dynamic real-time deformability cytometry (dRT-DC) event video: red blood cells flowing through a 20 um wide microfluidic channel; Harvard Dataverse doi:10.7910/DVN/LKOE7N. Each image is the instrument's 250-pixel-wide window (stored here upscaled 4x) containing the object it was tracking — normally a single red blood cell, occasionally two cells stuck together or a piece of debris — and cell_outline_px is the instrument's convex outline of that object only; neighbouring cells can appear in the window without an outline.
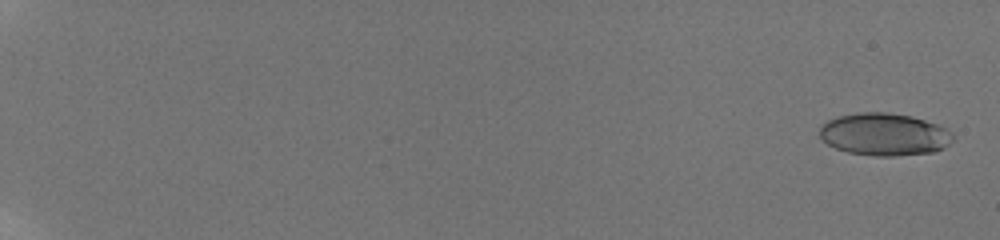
{"species": "human", "species_latin": "Homo sapiens", "temperature_condition": "room temperature", "stored_images_in_passage": 77, "camera_frame_rate_fps": 3000, "um_per_image_px": 0.085, "donor": {"sex": "male"}, "frame": {"image": 1, "passage_image": 2, "time_ms": 0.333, "image_size_px": [1000, 240], "cell_outline_px": [[956, 136], [944, 148], [936, 152], [896, 156], [876, 156], [848, 152], [836, 148], [828, 144], [820, 136], [820, 124], [836, 116], [860, 112], [888, 112], [912, 116], [936, 124], [952, 132]], "centroid_in_image_um": [75.18, 11.42], "position_along_channel_um": 9.8, "area_um2": 33.18}}
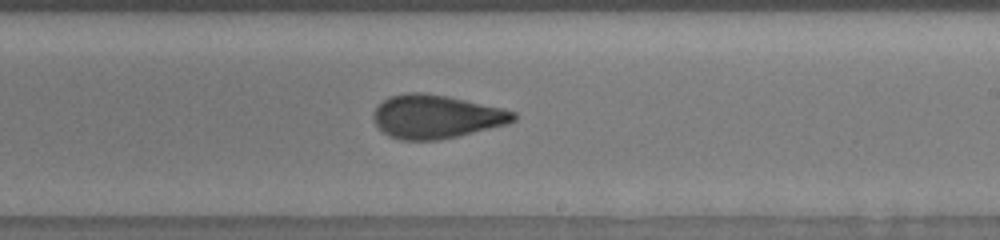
{"frame": {"image": 2, "passage_image": 50, "time_ms": 13.0, "image_size_px": [1000, 240], "cell_outline_px": [[516, 120], [508, 124], [456, 136], [436, 140], [400, 140], [388, 136], [372, 120], [372, 112], [388, 96], [408, 92], [424, 92], [448, 96], [504, 108], [516, 112]], "centroid_in_image_um": [37.07, 9.9], "position_along_channel_um": 251.9, "area_um2": 35.66}}
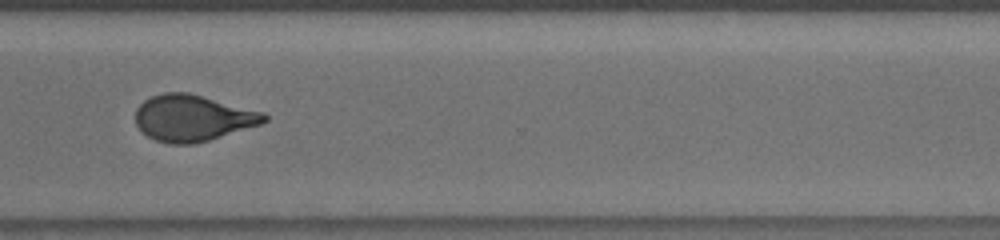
{"frame": {"image": 3, "passage_image": 61, "time_ms": 15.667, "image_size_px": [1000, 240], "cell_outline_px": [[268, 120], [260, 124], [208, 140], [192, 144], [172, 144], [156, 140], [148, 136], [136, 124], [136, 108], [144, 100], [152, 96], [164, 92], [188, 92], [264, 112], [268, 116]], "centroid_in_image_um": [16.38, 10.02], "position_along_channel_um": 354.2, "area_um2": 34.45}, "authors_computed_cell_mechanics": {"area_um2": 34.4488, "velocity_mm_per_s": 3.8403, "shape_relaxation_time_tau1_ms": 9.5467, "shape_relaxation_time_tau2_ms": 1.0821, "deformation_change_tau1": 0.2578, "deformation_change_tau2": 0.0759}}